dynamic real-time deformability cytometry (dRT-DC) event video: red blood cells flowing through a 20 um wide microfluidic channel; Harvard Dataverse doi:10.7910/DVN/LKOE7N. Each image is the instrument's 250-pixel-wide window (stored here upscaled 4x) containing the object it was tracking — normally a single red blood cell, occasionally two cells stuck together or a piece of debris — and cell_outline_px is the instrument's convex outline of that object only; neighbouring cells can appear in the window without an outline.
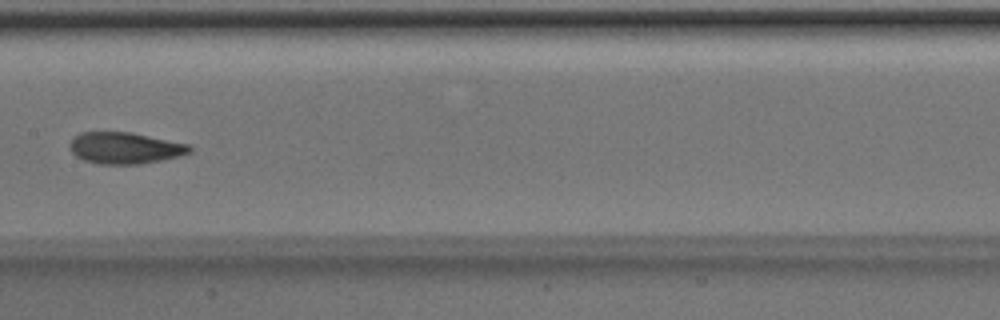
{"species": "Egyptian fruit bat (a non-hibernating species)", "species_latin": "Rousettus aegyptiacus", "temperature_condition": "room temperature", "stored_images_in_passage": 8, "camera_frame_rate_fps": 3000, "um_per_image_px": 0.085, "animal": {"sex": "male"}, "frame": {"image": 1, "passage_image": 8, "time_ms": 2.333, "image_size_px": [1000, 320], "cell_outline_px": [[192, 152], [180, 156], [164, 160], [140, 164], [96, 164], [84, 160], [76, 156], [68, 148], [68, 144], [72, 136], [80, 132], [132, 132], [192, 144]], "centroid_in_image_um": [10.63, 12.57], "position_along_channel_um": 196.8, "area_um2": 22.6}}